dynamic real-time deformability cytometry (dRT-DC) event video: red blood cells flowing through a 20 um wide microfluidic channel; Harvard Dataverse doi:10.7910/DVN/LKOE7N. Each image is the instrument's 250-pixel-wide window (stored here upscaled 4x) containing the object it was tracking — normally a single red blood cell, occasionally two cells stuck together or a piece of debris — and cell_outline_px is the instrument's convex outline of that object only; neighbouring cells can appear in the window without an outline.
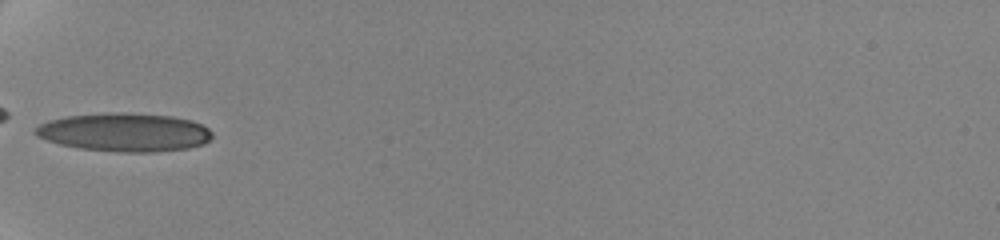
{"species": "human", "species_latin": "Homo sapiens", "temperature_condition": "cold", "stored_images_in_passage": 57, "camera_frame_rate_fps": 3000, "um_per_image_px": 0.085, "donor": {"sex": "female"}, "frame": {"image": 1, "passage_image": 1, "time_ms": 0.0, "image_size_px": [1000, 240], "cell_outline_px": [[212, 136], [204, 144], [188, 148], [152, 152], [120, 152], [80, 148], [60, 144], [36, 136], [32, 132], [40, 124], [48, 120], [64, 116], [112, 112], [124, 112], [172, 116], [192, 120], [208, 128], [212, 132]], "centroid_in_image_um": [10.57, 11.23], "position_along_channel_um": 74.4, "area_um2": 39.71}}
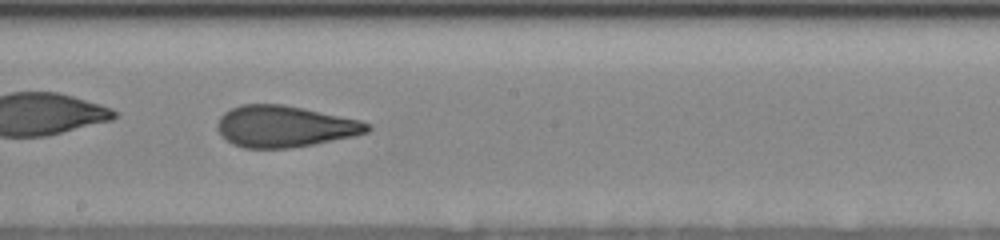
{"frame": {"image": 2, "passage_image": 20, "time_ms": 4.333, "image_size_px": [1000, 240], "cell_outline_px": [[372, 128], [368, 132], [356, 136], [292, 148], [244, 148], [232, 144], [216, 128], [216, 124], [220, 116], [224, 112], [240, 104], [284, 104], [304, 108], [360, 120], [372, 124]], "centroid_in_image_um": [24.22, 10.74], "position_along_channel_um": 224.0, "area_um2": 36.41}}
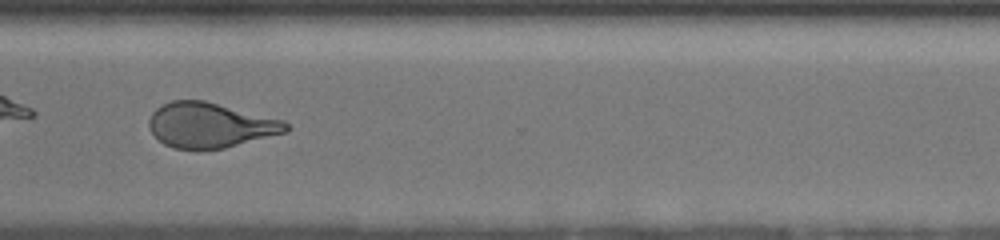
{"frame": {"image": 3, "passage_image": 32, "time_ms": 8.0, "image_size_px": [1000, 240], "cell_outline_px": [[288, 132], [224, 148], [200, 152], [176, 148], [164, 144], [148, 128], [148, 120], [152, 112], [156, 108], [172, 100], [204, 100], [284, 120], [288, 124]], "centroid_in_image_um": [17.85, 10.66], "position_along_channel_um": 352.7, "area_um2": 36.36}, "authors_computed_cell_mechanics": {"area_um2": 36.8764, "velocity_mm_per_s": 3.5334, "shape_relaxation_time_tau1_ms": 6.1058, "shape_relaxation_time_tau2_ms": 1.1254, "deformation_change_tau1": 0.1974, "deformation_change_tau2": 0.0917}}